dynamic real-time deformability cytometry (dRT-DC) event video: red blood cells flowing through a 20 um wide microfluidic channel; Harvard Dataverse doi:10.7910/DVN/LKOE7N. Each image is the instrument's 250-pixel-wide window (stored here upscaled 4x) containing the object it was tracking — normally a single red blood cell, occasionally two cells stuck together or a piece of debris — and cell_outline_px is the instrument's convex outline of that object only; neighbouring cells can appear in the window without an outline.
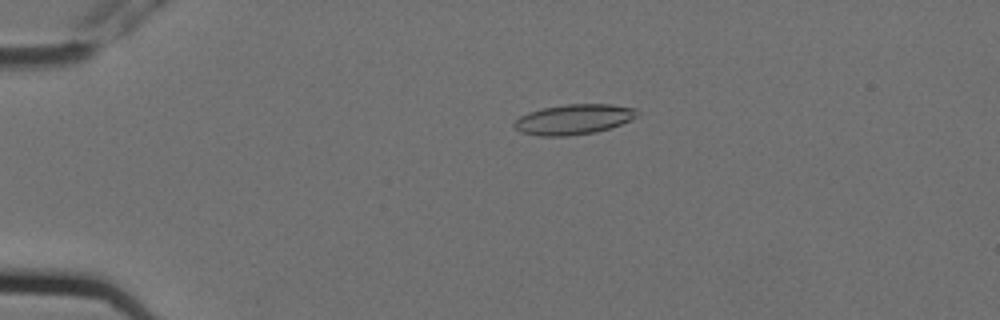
{"species": "Egyptian fruit bat (a non-hibernating species)", "species_latin": "Rousettus aegyptiacus", "temperature_condition": "cold", "stored_images_in_passage": 11, "camera_frame_rate_fps": 3000, "um_per_image_px": 0.085, "animal": {"sex": "female"}, "frame": {"image": 1, "passage_image": 3, "time_ms": 0.667, "image_size_px": [1000, 320], "cell_outline_px": [[640, 112], [636, 116], [620, 124], [596, 132], [568, 136], [540, 136], [520, 132], [512, 124], [520, 116], [528, 112], [544, 108], [568, 104], [612, 104], [636, 108]], "centroid_in_image_um": [48.75, 10.14], "position_along_channel_um": 36.2, "area_um2": 21.5}}
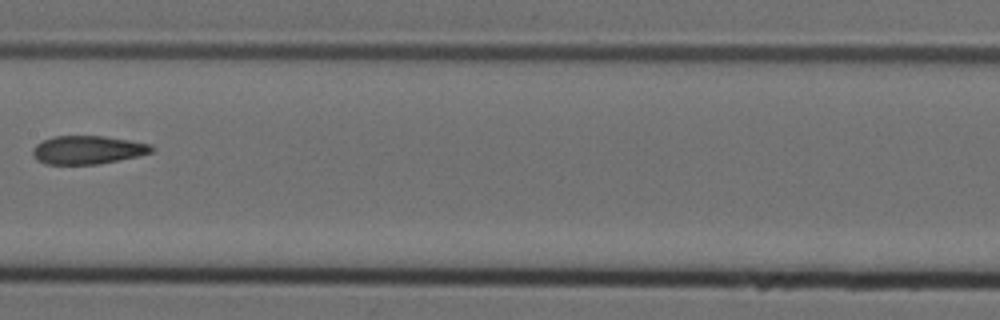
{"frame": {"image": 2, "passage_image": 8, "time_ms": 2.333, "image_size_px": [1000, 320], "cell_outline_px": [[156, 148], [152, 152], [136, 156], [96, 164], [44, 164], [36, 160], [32, 156], [32, 148], [36, 144], [44, 140], [56, 136], [104, 136], [152, 144]], "centroid_in_image_um": [7.42, 12.74], "position_along_channel_um": 200.0, "area_um2": 19.59}}
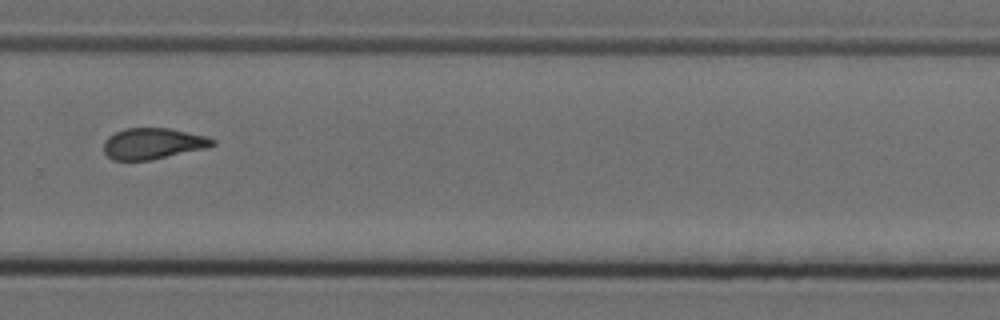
{"frame": {"image": 3, "passage_image": 11, "time_ms": 3.333, "image_size_px": [1000, 320], "cell_outline_px": [[216, 144], [208, 148], [152, 160], [112, 160], [104, 152], [104, 140], [108, 136], [124, 128], [168, 128], [208, 136], [216, 140]], "centroid_in_image_um": [13.03, 12.2], "position_along_channel_um": 316.8, "area_um2": 19.94}}